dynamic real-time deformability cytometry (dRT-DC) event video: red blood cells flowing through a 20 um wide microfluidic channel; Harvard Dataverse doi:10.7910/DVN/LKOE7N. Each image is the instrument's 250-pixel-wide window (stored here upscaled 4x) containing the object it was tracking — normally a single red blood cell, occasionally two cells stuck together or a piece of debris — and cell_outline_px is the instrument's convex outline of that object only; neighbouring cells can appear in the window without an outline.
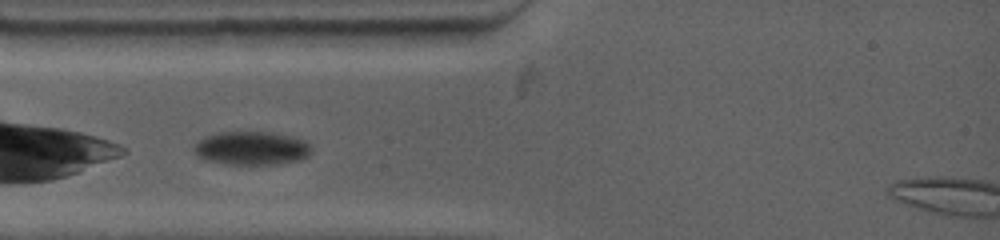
{"species": "common noctule bat (a hibernating species)", "species_latin": "Nyctalus noctula", "temperature_condition": "warm", "stored_images_in_passage": 14, "camera_frame_rate_fps": 4500, "um_per_image_px": 0.085, "animal": {"sex": "female", "body_mass_g": 19.0, "forearm_length_mm": 53.3}, "frame": {"image": 1, "passage_image": 1, "time_ms": 0.0, "image_size_px": [1000, 240], "cell_outline_px": [[312, 152], [308, 156], [300, 160], [280, 164], [224, 164], [208, 160], [200, 156], [192, 148], [204, 136], [216, 132], [272, 132], [292, 136], [304, 140], [312, 148]], "centroid_in_image_um": [21.42, 12.59], "position_along_channel_um": 63.6, "area_um2": 23.0}}
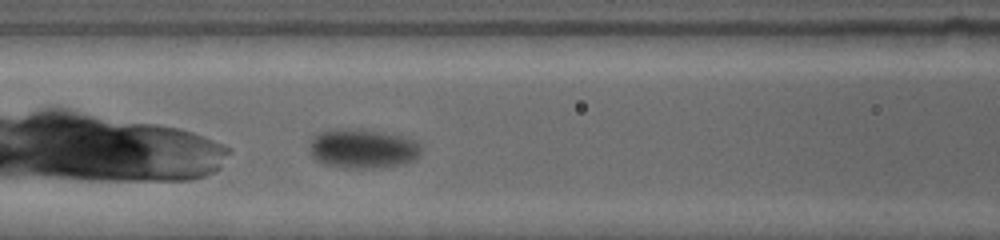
{"frame": {"image": 2, "passage_image": 5, "time_ms": 2.0, "image_size_px": [1000, 240], "cell_outline_px": [[420, 156], [416, 160], [404, 164], [380, 168], [344, 168], [324, 164], [316, 160], [308, 152], [308, 140], [316, 132], [328, 128], [360, 128], [384, 132], [404, 136], [412, 140], [420, 148]], "centroid_in_image_um": [30.74, 12.61], "position_along_channel_um": 135.9, "area_um2": 26.53}}
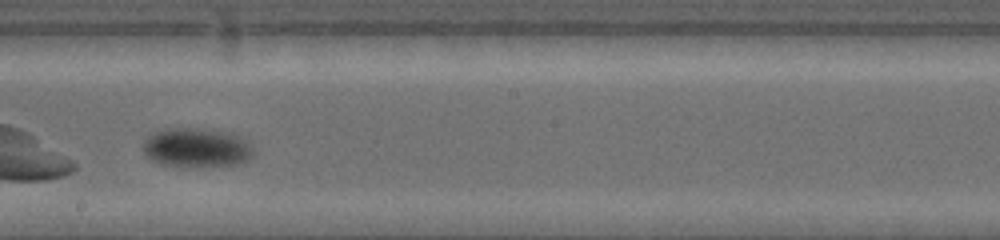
{"frame": {"image": 3, "passage_image": 12, "time_ms": 4.667, "image_size_px": [1000, 240], "cell_outline_px": [[256, 152], [248, 160], [240, 164], [196, 168], [160, 164], [152, 160], [144, 152], [144, 140], [148, 136], [164, 128], [196, 128], [228, 132], [240, 136]], "centroid_in_image_um": [16.73, 12.57], "position_along_channel_um": 231.5, "area_um2": 25.55}}